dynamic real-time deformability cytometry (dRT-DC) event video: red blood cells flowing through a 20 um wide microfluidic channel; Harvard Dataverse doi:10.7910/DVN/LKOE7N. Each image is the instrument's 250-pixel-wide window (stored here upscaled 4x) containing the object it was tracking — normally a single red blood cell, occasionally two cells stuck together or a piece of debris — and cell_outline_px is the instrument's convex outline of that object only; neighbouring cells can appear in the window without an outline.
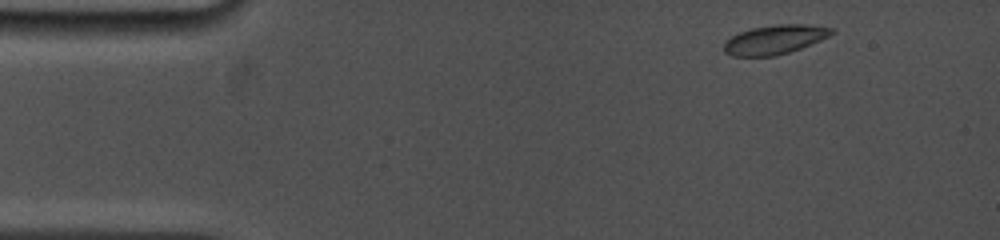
{"species": "common noctule bat (a hibernating species)", "species_latin": "Nyctalus noctula", "temperature_condition": "cold", "stored_images_in_passage": 41, "camera_frame_rate_fps": 5000, "um_per_image_px": 0.085, "animal": {"sex": "female", "body_mass_g": 19.0, "forearm_length_mm": 53.3}, "frame": {"image": 1, "passage_image": 2, "time_ms": 0.4, "image_size_px": [1000, 240], "cell_outline_px": [[836, 32], [820, 40], [800, 48], [776, 56], [732, 56], [724, 52], [724, 44], [732, 36], [740, 32], [752, 28], [776, 24], [804, 24], [832, 28]], "centroid_in_image_um": [65.85, 3.36], "position_along_channel_um": 19.2, "area_um2": 18.09}}
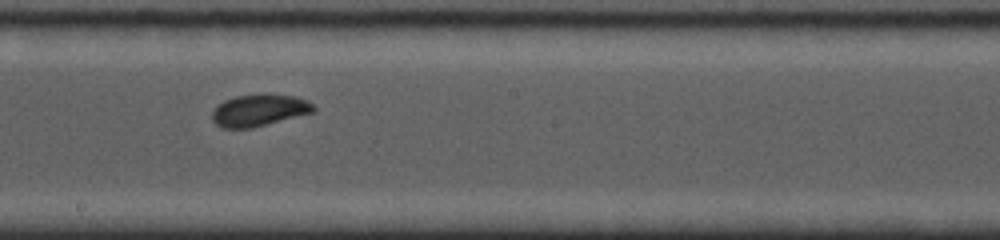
{"frame": {"image": 2, "passage_image": 24, "time_ms": 8.0, "image_size_px": [1000, 240], "cell_outline_px": [[316, 112], [252, 128], [220, 128], [212, 120], [212, 112], [224, 100], [236, 96], [268, 92], [296, 96], [312, 104], [316, 108]], "centroid_in_image_um": [22.06, 9.36], "position_along_channel_um": 226.1, "area_um2": 19.19}}
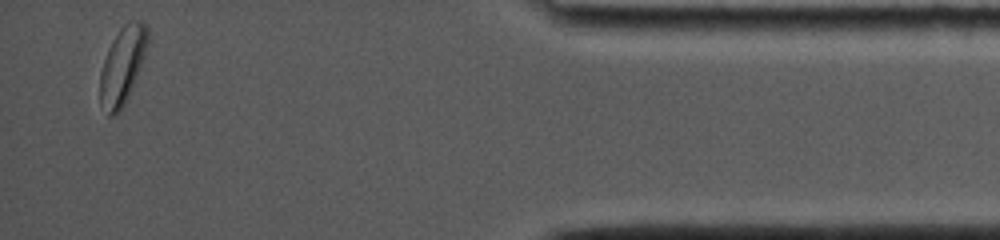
{"frame": {"image": 3, "passage_image": 41, "time_ms": 14.4, "image_size_px": [1000, 240], "cell_outline_px": [[148, 44], [144, 56], [124, 108], [112, 116], [108, 116], [100, 100], [100, 72], [108, 48], [112, 40], [120, 28], [128, 20], [144, 20], [148, 24]], "centroid_in_image_um": [10.42, 5.52], "position_along_channel_um": 424.8, "area_um2": 21.56}, "authors_computed_cell_mechanics": {"area_um2": 18.9006, "velocity_mm_per_s": 3.8089, "shape_relaxation_time_tau1_ms": 2.4306, "shape_relaxation_time_tau2_ms": null, "deformation_change_tau1": 0.1143, "deformation_change_tau2": null}}